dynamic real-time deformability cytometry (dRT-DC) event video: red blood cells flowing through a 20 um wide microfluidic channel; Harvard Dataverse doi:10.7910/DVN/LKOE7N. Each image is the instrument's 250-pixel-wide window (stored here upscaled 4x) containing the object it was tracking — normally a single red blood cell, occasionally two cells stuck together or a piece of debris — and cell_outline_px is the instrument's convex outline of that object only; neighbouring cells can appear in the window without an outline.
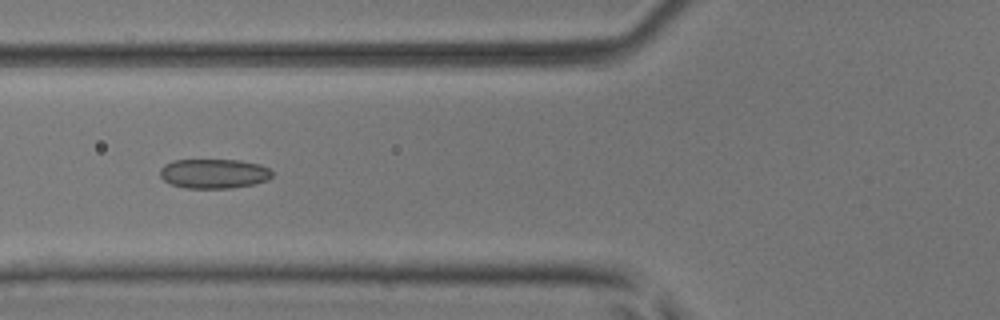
{"species": "common noctule bat (a hibernating species)", "species_latin": "Nyctalus noctula", "temperature_condition": "room temperature", "stored_images_in_passage": 2, "camera_frame_rate_fps": 3000, "um_per_image_px": 0.085, "animal": {"sex": "male", "body_mass_g": 17.9, "forearm_length_mm": 54.2}, "frame": {"image": 1, "passage_image": 2, "time_ms": 0.333, "image_size_px": [1000, 320], "cell_outline_px": [[272, 176], [268, 180], [256, 184], [232, 188], [184, 188], [172, 184], [164, 180], [160, 176], [160, 168], [164, 164], [172, 160], [240, 160], [260, 164], [268, 168], [272, 172]], "centroid_in_image_um": [18.19, 14.76], "position_along_channel_um": 107.6, "area_um2": 19.48}}